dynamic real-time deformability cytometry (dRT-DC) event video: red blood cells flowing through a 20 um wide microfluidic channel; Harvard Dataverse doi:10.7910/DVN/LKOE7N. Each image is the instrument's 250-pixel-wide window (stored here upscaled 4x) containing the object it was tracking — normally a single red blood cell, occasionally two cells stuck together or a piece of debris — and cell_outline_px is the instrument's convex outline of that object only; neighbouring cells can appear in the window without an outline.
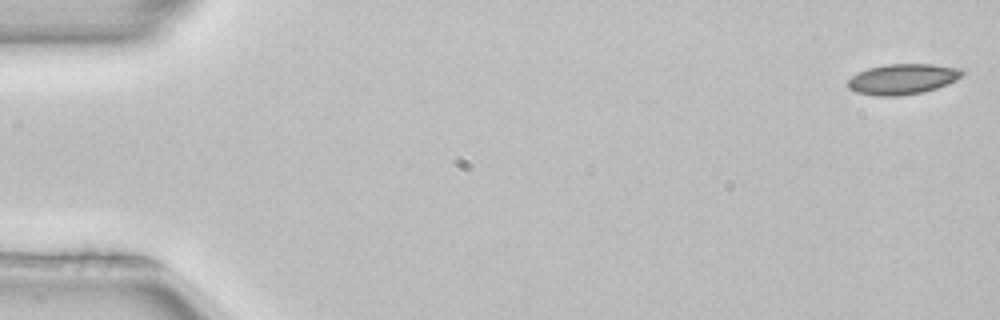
{"species": "common noctule bat (a hibernating species)", "species_latin": "Nyctalus noctula", "temperature_condition": "room temperature", "stored_images_in_passage": 9, "camera_frame_rate_fps": 3000, "um_per_image_px": 0.085, "animal": {"sex": "female", "body_mass_g": 22.7, "forearm_length_mm": 54.2}, "frame": {"image": 1, "passage_image": 1, "time_ms": 0.0, "image_size_px": [1000, 320], "cell_outline_px": [[964, 72], [960, 76], [936, 88], [924, 92], [896, 96], [872, 96], [856, 92], [848, 88], [848, 80], [852, 76], [868, 68], [884, 64], [932, 64], [960, 68]], "centroid_in_image_um": [76.66, 6.72], "position_along_channel_um": 8.3, "area_um2": 20.11}}